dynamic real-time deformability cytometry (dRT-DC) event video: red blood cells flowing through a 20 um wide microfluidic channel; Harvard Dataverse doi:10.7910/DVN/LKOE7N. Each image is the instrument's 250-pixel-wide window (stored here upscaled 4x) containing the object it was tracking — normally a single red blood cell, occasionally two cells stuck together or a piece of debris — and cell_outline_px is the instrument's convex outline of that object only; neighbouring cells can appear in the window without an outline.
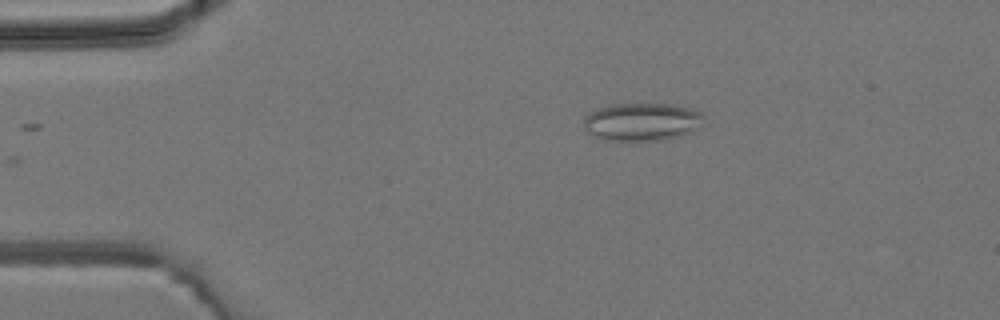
{"species": "common noctule bat (a hibernating species)", "species_latin": "Nyctalus noctula", "temperature_condition": "room temperature", "stored_images_in_passage": 6, "camera_frame_rate_fps": 3000, "um_per_image_px": 0.085, "animal": {"sex": "male", "body_mass_g": 19.2, "forearm_length_mm": 51.8}, "frame": {"image": 1, "passage_image": 6, "time_ms": 5.667, "image_size_px": [1000, 320], "cell_outline_px": [[704, 128], [680, 136], [660, 140], [600, 140], [592, 136], [584, 128], [584, 116], [608, 104], [676, 104], [692, 108], [700, 112], [704, 116]], "centroid_in_image_um": [54.62, 10.36], "position_along_channel_um": 30.4, "area_um2": 27.05}}